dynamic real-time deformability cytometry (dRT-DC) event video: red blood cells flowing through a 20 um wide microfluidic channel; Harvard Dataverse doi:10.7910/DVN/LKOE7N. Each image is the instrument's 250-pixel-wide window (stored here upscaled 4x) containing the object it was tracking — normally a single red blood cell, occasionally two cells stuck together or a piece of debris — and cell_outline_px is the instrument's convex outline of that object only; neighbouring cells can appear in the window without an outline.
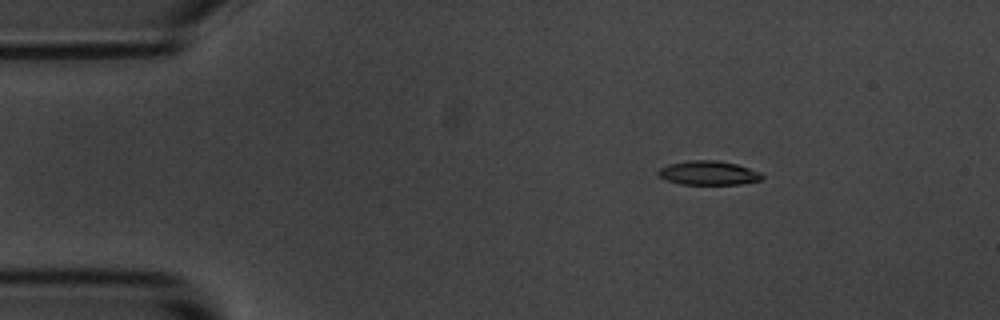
{"species": "common noctule bat (a hibernating species)", "species_latin": "Nyctalus noctula", "temperature_condition": "room temperature", "stored_images_in_passage": 5, "camera_frame_rate_fps": 3000, "um_per_image_px": 0.085, "animal": {"sex": "male", "body_mass_g": 20.1, "forearm_length_mm": 53.5}, "frame": {"image": 1, "passage_image": 3, "time_ms": 2.333, "image_size_px": [1000, 320], "cell_outline_px": [[764, 176], [760, 180], [740, 184], [680, 184], [664, 180], [656, 172], [660, 168], [668, 164], [688, 160], [716, 160], [736, 164], [760, 172]], "centroid_in_image_um": [60.18, 14.7], "position_along_channel_um": 24.8, "area_um2": 14.57}}